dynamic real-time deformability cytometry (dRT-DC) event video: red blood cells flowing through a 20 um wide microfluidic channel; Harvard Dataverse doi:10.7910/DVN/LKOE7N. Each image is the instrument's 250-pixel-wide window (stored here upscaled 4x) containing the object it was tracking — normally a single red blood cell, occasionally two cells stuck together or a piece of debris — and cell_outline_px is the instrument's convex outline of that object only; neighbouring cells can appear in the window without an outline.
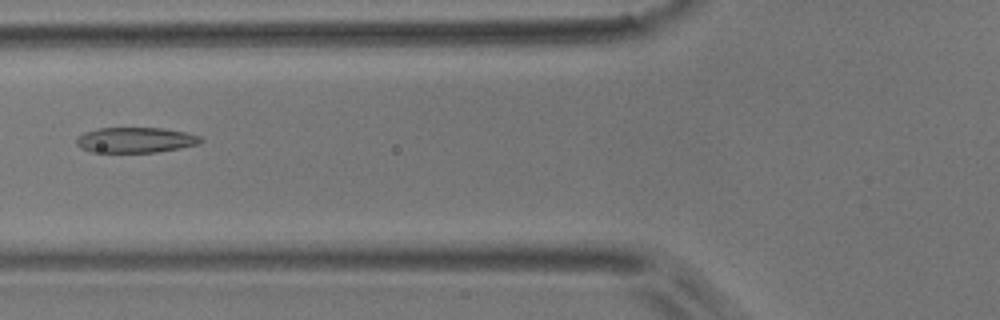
{"species": "common noctule bat (a hibernating species)", "species_latin": "Nyctalus noctula", "temperature_condition": "room temperature", "stored_images_in_passage": 5, "camera_frame_rate_fps": 3000, "um_per_image_px": 0.085, "animal": {"sex": "male", "body_mass_g": 17.9}, "frame": {"image": 1, "passage_image": 2, "time_ms": 1.333, "image_size_px": [1000, 320], "cell_outline_px": [[204, 140], [200, 144], [180, 148], [156, 152], [92, 152], [80, 148], [76, 144], [76, 140], [84, 132], [100, 128], [164, 128], [184, 132], [200, 136]], "centroid_in_image_um": [11.54, 11.9], "position_along_channel_um": 114.3, "area_um2": 18.38}}
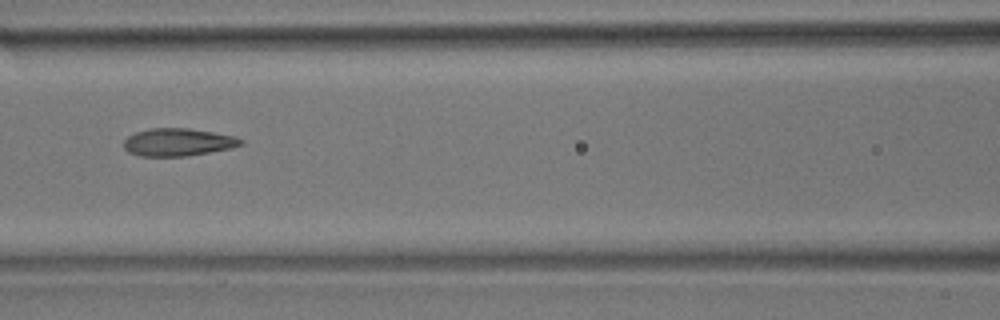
{"frame": {"image": 2, "passage_image": 3, "time_ms": 2.333, "image_size_px": [1000, 320], "cell_outline_px": [[244, 144], [232, 148], [184, 156], [140, 156], [128, 152], [124, 148], [124, 140], [128, 136], [136, 132], [152, 128], [188, 128], [236, 136], [244, 140]], "centroid_in_image_um": [15.14, 12.08], "position_along_channel_um": 151.5, "area_um2": 18.84}}
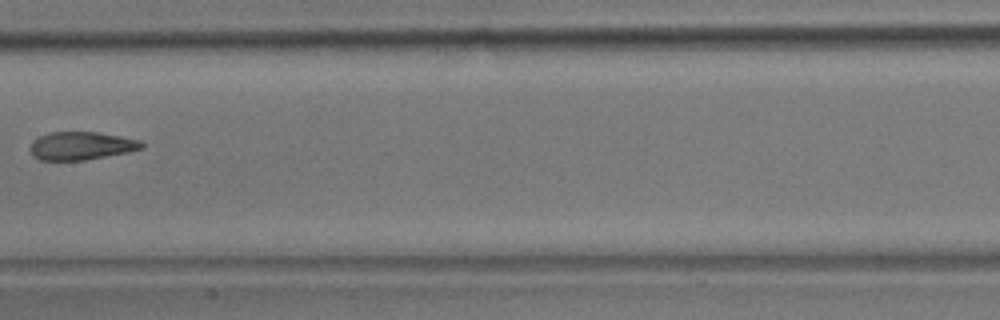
{"frame": {"image": 3, "passage_image": 4, "time_ms": 3.667, "image_size_px": [1000, 320], "cell_outline_px": [[144, 148], [128, 152], [84, 160], [40, 160], [32, 156], [32, 140], [48, 132], [96, 132], [140, 140], [144, 144]], "centroid_in_image_um": [6.91, 12.39], "position_along_channel_um": 200.5, "area_um2": 18.09}}